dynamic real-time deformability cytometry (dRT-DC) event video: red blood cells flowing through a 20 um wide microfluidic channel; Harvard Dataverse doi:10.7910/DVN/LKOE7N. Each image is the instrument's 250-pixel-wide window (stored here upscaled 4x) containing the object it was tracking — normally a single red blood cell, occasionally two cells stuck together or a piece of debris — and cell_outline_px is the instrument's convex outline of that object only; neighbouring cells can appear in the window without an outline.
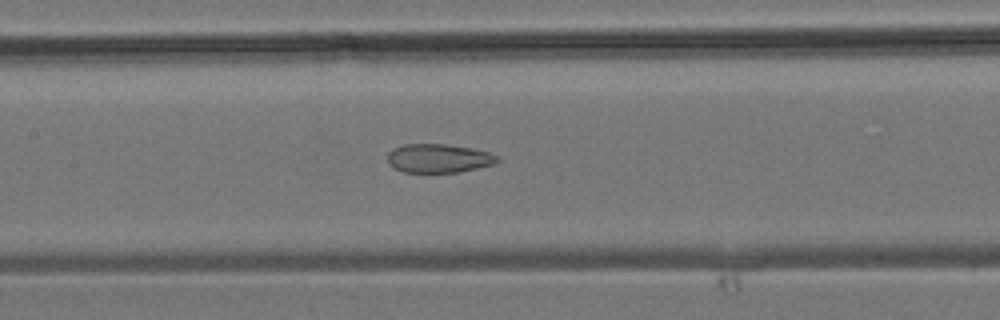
{"species": "common noctule bat (a hibernating species)", "species_latin": "Nyctalus noctula", "temperature_condition": "room temperature", "stored_images_in_passage": 33, "camera_frame_rate_fps": 3000, "um_per_image_px": 0.085, "animal": {"sex": "male", "body_mass_g": 19.2, "forearm_length_mm": 51.8}, "frame": {"image": 1, "passage_image": 13, "time_ms": 4.0, "image_size_px": [1000, 320], "cell_outline_px": [[500, 160], [496, 164], [460, 172], [404, 172], [388, 164], [388, 152], [392, 148], [404, 144], [444, 144], [472, 148], [488, 152], [500, 156]], "centroid_in_image_um": [37.31, 13.45], "position_along_channel_um": 170.1, "area_um2": 18.55}}
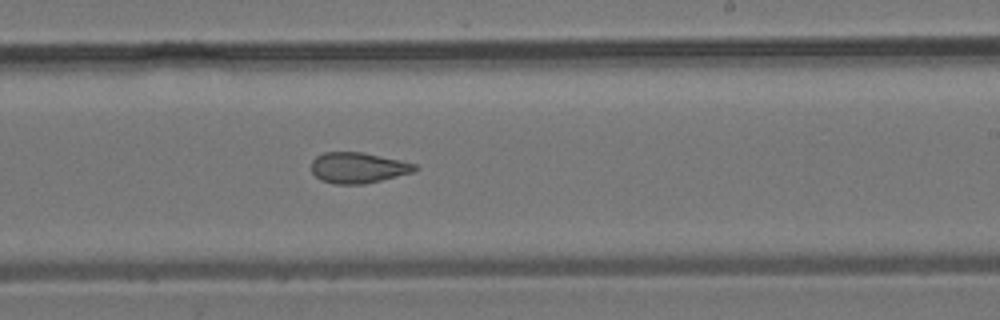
{"frame": {"image": 2, "passage_image": 18, "time_ms": 5.667, "image_size_px": [1000, 320], "cell_outline_px": [[420, 168], [412, 172], [364, 184], [336, 184], [320, 180], [312, 172], [312, 160], [316, 156], [324, 152], [360, 152], [400, 160], [416, 164]], "centroid_in_image_um": [30.42, 14.26], "position_along_channel_um": 258.6, "area_um2": 18.38}}
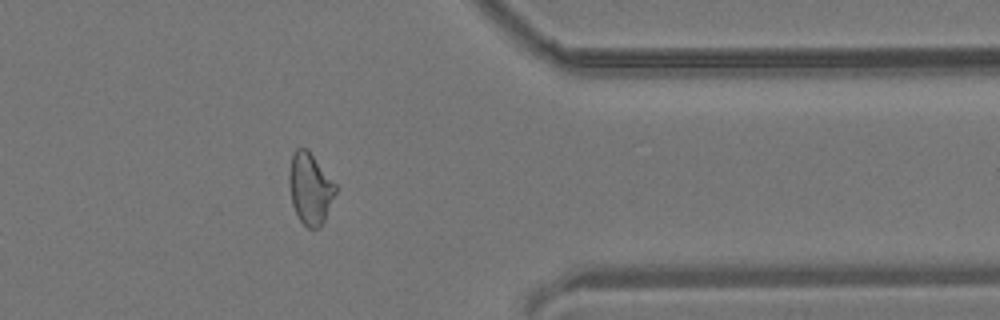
{"frame": {"image": 3, "passage_image": 26, "time_ms": 8.333, "image_size_px": [1000, 320], "cell_outline_px": [[336, 192], [324, 220], [320, 228], [308, 228], [300, 220], [292, 204], [288, 184], [288, 172], [292, 156], [296, 148], [308, 148], [336, 184]], "centroid_in_image_um": [26.35, 16.0], "position_along_channel_um": 385.1, "area_um2": 19.36}}